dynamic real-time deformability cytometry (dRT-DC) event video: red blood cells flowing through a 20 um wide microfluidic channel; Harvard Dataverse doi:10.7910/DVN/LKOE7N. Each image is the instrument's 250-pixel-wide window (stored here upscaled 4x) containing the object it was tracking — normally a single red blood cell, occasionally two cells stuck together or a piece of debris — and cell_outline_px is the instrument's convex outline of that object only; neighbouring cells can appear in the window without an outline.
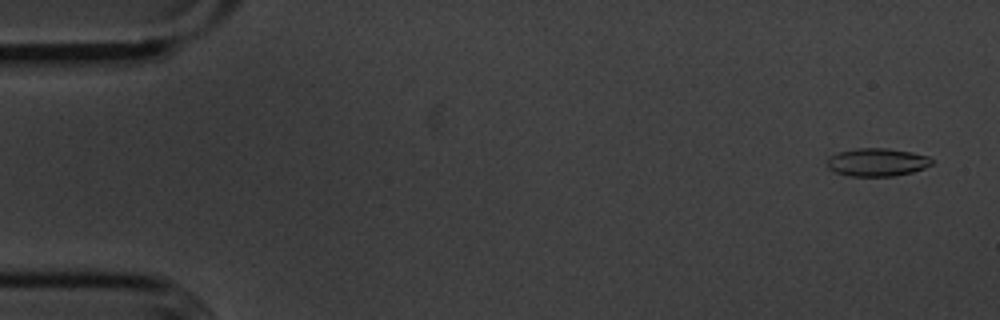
{"species": "common noctule bat (a hibernating species)", "species_latin": "Nyctalus noctula", "temperature_condition": "cold", "stored_images_in_passage": 56, "camera_frame_rate_fps": 3000, "um_per_image_px": 0.085, "animal": {"sex": "male", "body_mass_g": 20.1, "forearm_length_mm": 53.5}, "frame": {"image": 1, "passage_image": 3, "time_ms": 0.667, "image_size_px": [1000, 320], "cell_outline_px": [[932, 164], [924, 168], [912, 172], [892, 176], [848, 176], [836, 172], [828, 168], [824, 164], [824, 160], [828, 156], [840, 152], [856, 148], [888, 148], [912, 152], [928, 156], [932, 160]], "centroid_in_image_um": [74.49, 13.78], "position_along_channel_um": 10.5, "area_um2": 17.28}}
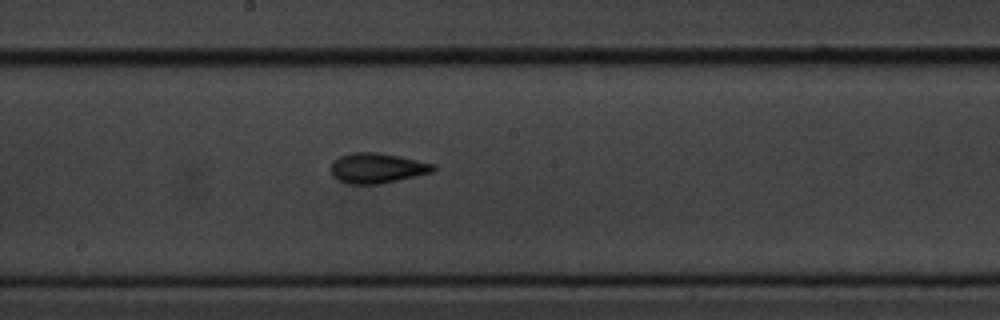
{"frame": {"image": 2, "passage_image": 30, "time_ms": 9.667, "image_size_px": [1000, 320], "cell_outline_px": [[436, 168], [432, 172], [380, 184], [348, 184], [332, 176], [332, 160], [340, 156], [352, 152], [376, 152], [436, 164]], "centroid_in_image_um": [32.03, 14.29], "position_along_channel_um": 216.2, "area_um2": 17.8}}
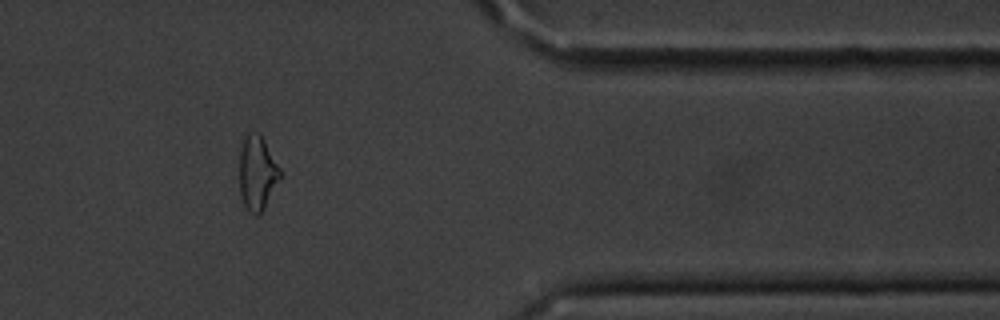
{"frame": {"image": 3, "passage_image": 46, "time_ms": 15.0, "image_size_px": [1000, 320], "cell_outline_px": [[280, 176], [264, 208], [256, 216], [244, 204], [240, 192], [240, 152], [244, 140], [248, 132], [260, 132], [280, 168]], "centroid_in_image_um": [21.86, 14.65], "position_along_channel_um": 389.5, "area_um2": 17.11}, "authors_computed_cell_mechanics": {"area_um2": 17.2822, "velocity_mm_per_s": 3.628, "shape_relaxation_time_tau1_ms": 3.1896, "shape_relaxation_time_tau2_ms": 3.1146, "deformation_change_tau1": 0.118, "deformation_change_tau2": 0.0947}}